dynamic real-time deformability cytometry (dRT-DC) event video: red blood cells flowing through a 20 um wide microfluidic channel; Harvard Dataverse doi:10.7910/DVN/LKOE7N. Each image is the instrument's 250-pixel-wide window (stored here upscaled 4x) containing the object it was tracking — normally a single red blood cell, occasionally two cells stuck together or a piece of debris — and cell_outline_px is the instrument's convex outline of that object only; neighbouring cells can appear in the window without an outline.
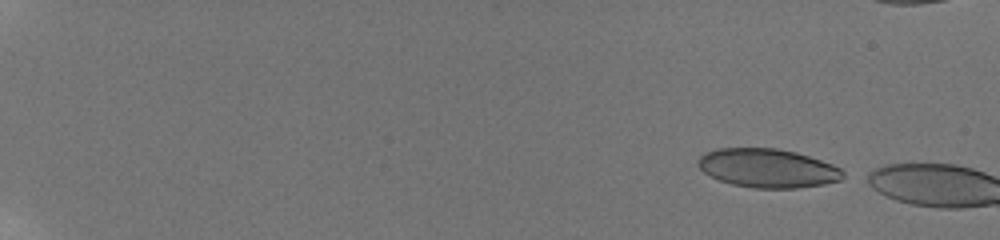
{"species": "human", "species_latin": "Homo sapiens", "temperature_condition": "room temperature", "stored_images_in_passage": 7, "camera_frame_rate_fps": 3000, "um_per_image_px": 0.085, "donor": {"sex": "male"}, "frame": {"image": 1, "passage_image": 1, "time_ms": 0.0, "image_size_px": [1000, 240], "cell_outline_px": [[844, 176], [840, 180], [824, 184], [796, 188], [752, 188], [732, 184], [720, 180], [704, 172], [696, 164], [696, 160], [704, 152], [716, 148], [776, 148], [796, 152], [832, 164], [840, 168], [844, 172]], "centroid_in_image_um": [65.22, 14.29], "position_along_channel_um": 19.8, "area_um2": 32.83}}